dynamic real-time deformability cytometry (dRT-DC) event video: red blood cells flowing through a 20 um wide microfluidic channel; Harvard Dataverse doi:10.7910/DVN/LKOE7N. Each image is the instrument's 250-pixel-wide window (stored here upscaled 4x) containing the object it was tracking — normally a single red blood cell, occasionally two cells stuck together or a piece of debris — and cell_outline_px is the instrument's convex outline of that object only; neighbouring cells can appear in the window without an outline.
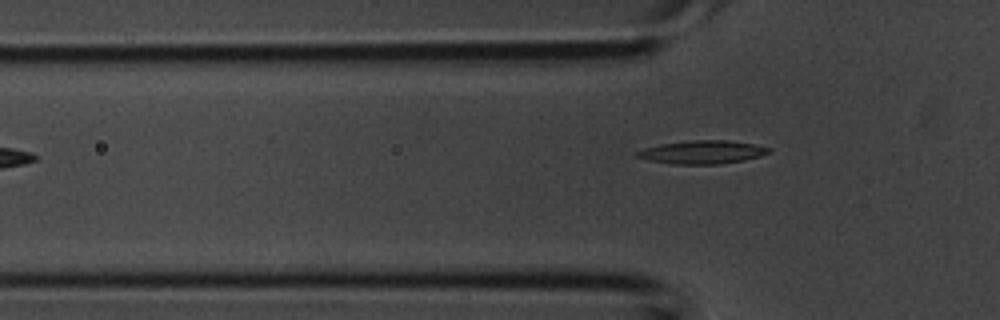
{"species": "common noctule bat (a hibernating species)", "species_latin": "Nyctalus noctula", "temperature_condition": "room temperature", "stored_images_in_passage": 3, "camera_frame_rate_fps": 3000, "um_per_image_px": 0.085, "animal": {"sex": "male", "body_mass_g": 20.1, "forearm_length_mm": 53.5}, "frame": {"image": 1, "passage_image": 3, "time_ms": 0.667, "image_size_px": [1000, 320], "cell_outline_px": [[772, 152], [760, 156], [744, 160], [720, 164], [672, 164], [648, 160], [636, 156], [636, 152], [644, 148], [660, 144], [692, 140], [728, 140], [752, 144], [772, 148]], "centroid_in_image_um": [59.72, 12.93], "position_along_channel_um": 66.1, "area_um2": 17.86}}